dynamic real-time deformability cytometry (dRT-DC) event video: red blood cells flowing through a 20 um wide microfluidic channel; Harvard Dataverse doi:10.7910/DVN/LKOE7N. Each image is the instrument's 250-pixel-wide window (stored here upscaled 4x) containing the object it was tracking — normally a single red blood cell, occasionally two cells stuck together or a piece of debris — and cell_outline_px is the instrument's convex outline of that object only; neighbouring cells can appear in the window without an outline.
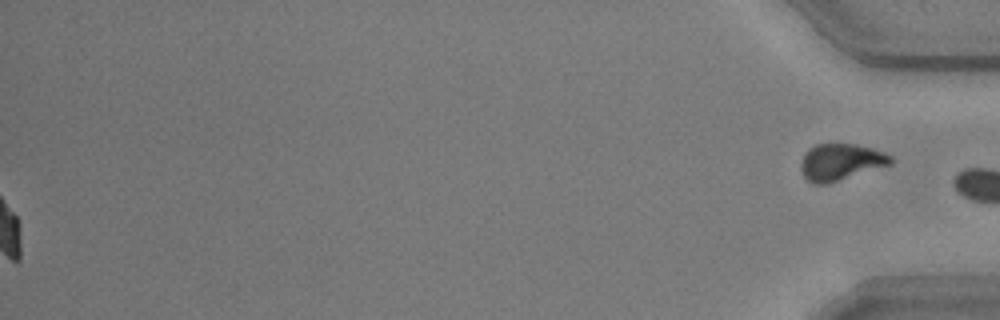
{"species": "common noctule bat (a hibernating species)", "species_latin": "Nyctalus noctula", "temperature_condition": "warm", "stored_images_in_passage": 56, "segment_of_instrument_passage": [2, 2], "camera_frame_rate_fps": 3000, "um_per_image_px": 0.085, "animal": {"sex": "male", "body_mass_g": 20.5, "forearm_length_mm": 52.5}, "frame": {"image": 1, "passage_image": 56, "time_ms": 18.333, "image_size_px": [1000, 320], "cell_outline_px": [[892, 164], [828, 184], [812, 184], [804, 176], [800, 168], [800, 164], [804, 152], [808, 148], [816, 144], [856, 144], [872, 148], [884, 152], [892, 156]], "centroid_in_image_um": [71.44, 13.77], "position_along_channel_um": 363.8, "area_um2": 19.36}}